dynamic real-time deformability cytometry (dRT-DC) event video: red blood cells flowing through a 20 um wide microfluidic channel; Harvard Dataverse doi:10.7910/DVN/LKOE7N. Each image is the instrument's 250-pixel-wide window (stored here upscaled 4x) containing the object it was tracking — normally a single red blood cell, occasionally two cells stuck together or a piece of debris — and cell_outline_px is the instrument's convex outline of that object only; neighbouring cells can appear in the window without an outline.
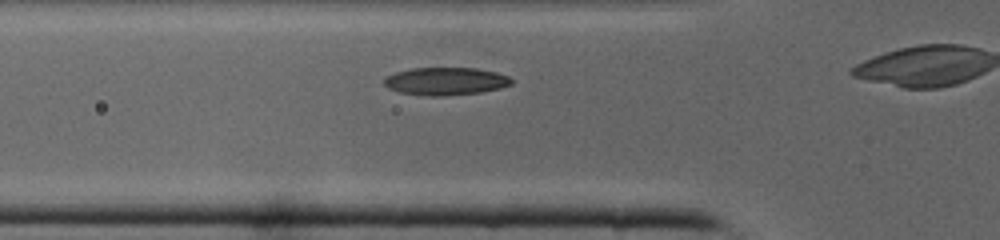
{"species": "common noctule bat (a hibernating species)", "species_latin": "Nyctalus noctula", "temperature_condition": "cold", "stored_images_in_passage": 10, "camera_frame_rate_fps": 3000, "um_per_image_px": 0.085, "animal": {"sex": "male", "body_mass_g": 19.0, "forearm_length_mm": 50.8}, "frame": {"image": 1, "passage_image": 6, "time_ms": 1.667, "image_size_px": [1000, 240], "cell_outline_px": [[512, 84], [500, 88], [480, 92], [436, 96], [432, 96], [400, 92], [388, 88], [384, 84], [384, 80], [388, 76], [396, 72], [412, 68], [476, 68], [496, 72], [508, 76], [512, 80]], "centroid_in_image_um": [37.89, 6.89], "position_along_channel_um": 87.9, "area_um2": 20.29}}
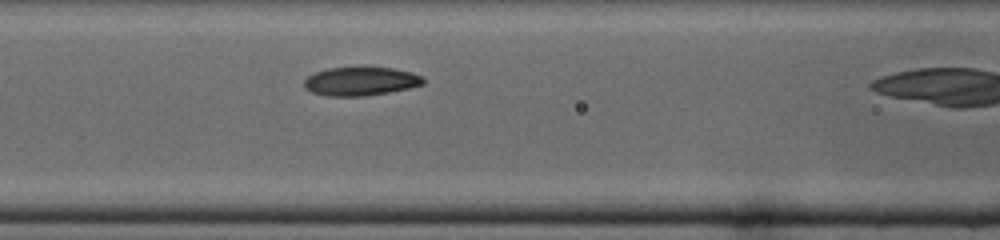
{"frame": {"image": 2, "passage_image": 9, "time_ms": 2.667, "image_size_px": [1000, 240], "cell_outline_px": [[424, 84], [408, 88], [388, 92], [364, 96], [324, 96], [312, 92], [304, 88], [304, 80], [308, 76], [316, 72], [328, 68], [392, 68], [412, 72], [424, 76]], "centroid_in_image_um": [30.65, 6.92], "position_along_channel_um": 135.9, "area_um2": 19.77}}